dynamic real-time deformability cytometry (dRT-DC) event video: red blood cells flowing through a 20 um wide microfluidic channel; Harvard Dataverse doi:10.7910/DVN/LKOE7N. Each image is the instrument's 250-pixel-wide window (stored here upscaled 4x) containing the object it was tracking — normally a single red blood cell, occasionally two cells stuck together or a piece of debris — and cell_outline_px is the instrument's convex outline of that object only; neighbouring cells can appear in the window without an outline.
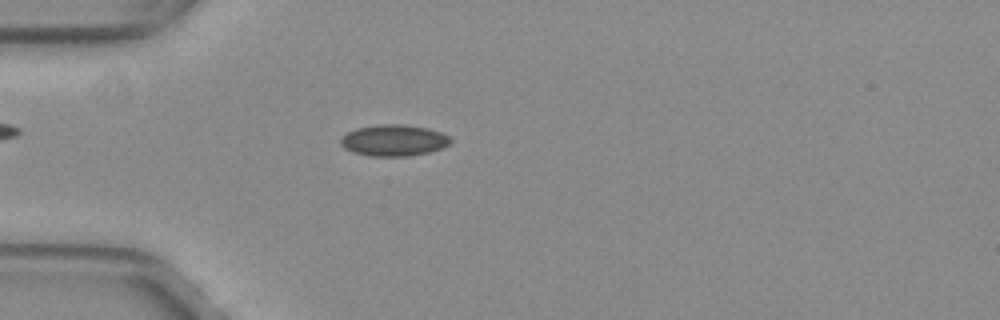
{"species": "common noctule bat (a hibernating species)", "species_latin": "Nyctalus noctula", "temperature_condition": "warm", "stored_images_in_passage": 52, "camera_frame_rate_fps": 3000, "um_per_image_px": 0.085, "animal": {"sex": "female", "body_mass_g": 29.2, "forearm_length_mm": 56.3}, "frame": {"image": 1, "passage_image": 15, "time_ms": 4.667, "image_size_px": [1000, 320], "cell_outline_px": [[452, 140], [448, 144], [440, 148], [428, 152], [408, 156], [368, 156], [352, 152], [344, 148], [340, 144], [340, 136], [356, 128], [380, 124], [400, 124], [428, 128], [452, 136]], "centroid_in_image_um": [33.44, 11.93], "position_along_channel_um": 51.6, "area_um2": 20.17}}
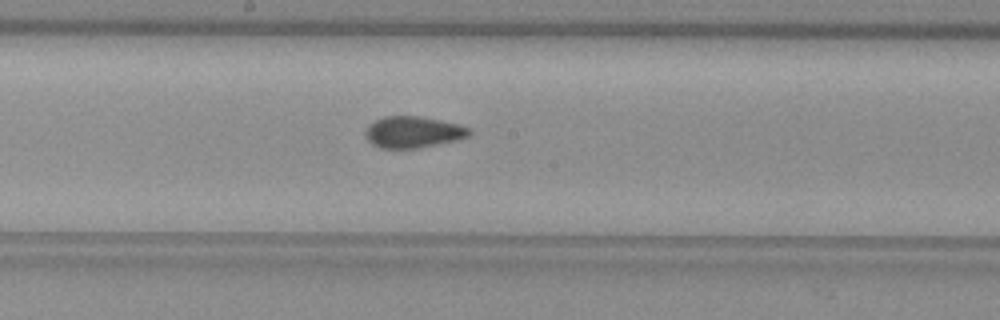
{"frame": {"image": 2, "passage_image": 28, "time_ms": 9.0, "image_size_px": [1000, 320], "cell_outline_px": [[472, 132], [468, 136], [456, 140], [420, 148], [380, 148], [372, 144], [364, 136], [364, 132], [368, 124], [384, 116], [420, 116], [460, 124], [468, 128]], "centroid_in_image_um": [35.08, 11.22], "position_along_channel_um": 213.1, "area_um2": 19.13}}
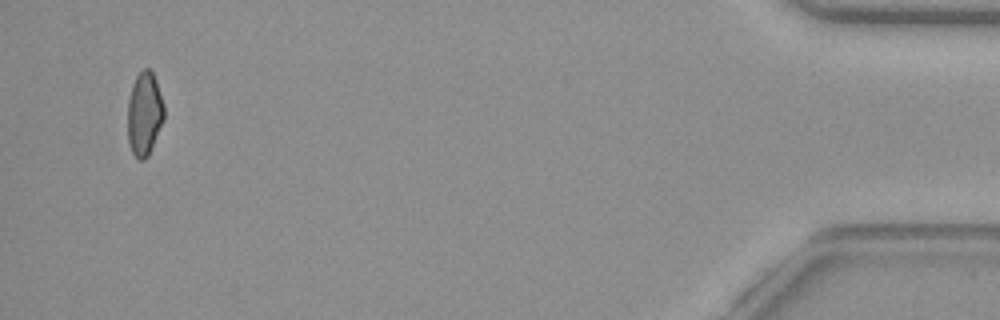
{"frame": {"image": 3, "passage_image": 50, "time_ms": 16.333, "image_size_px": [1000, 320], "cell_outline_px": [[164, 120], [148, 156], [144, 160], [136, 160], [132, 152], [128, 140], [128, 100], [132, 84], [136, 76], [144, 68], [148, 68], [152, 72], [156, 80], [164, 104]], "centroid_in_image_um": [12.28, 9.69], "position_along_channel_um": 422.9, "area_um2": 17.86}, "authors_computed_cell_mechanics": {"area_um2": 18.9006, "velocity_mm_per_s": 4.0081, "shape_relaxation_time_tau1_ms": null, "shape_relaxation_time_tau2_ms": 1.8306, "deformation_change_tau1": null, "deformation_change_tau2": 0.0581}}